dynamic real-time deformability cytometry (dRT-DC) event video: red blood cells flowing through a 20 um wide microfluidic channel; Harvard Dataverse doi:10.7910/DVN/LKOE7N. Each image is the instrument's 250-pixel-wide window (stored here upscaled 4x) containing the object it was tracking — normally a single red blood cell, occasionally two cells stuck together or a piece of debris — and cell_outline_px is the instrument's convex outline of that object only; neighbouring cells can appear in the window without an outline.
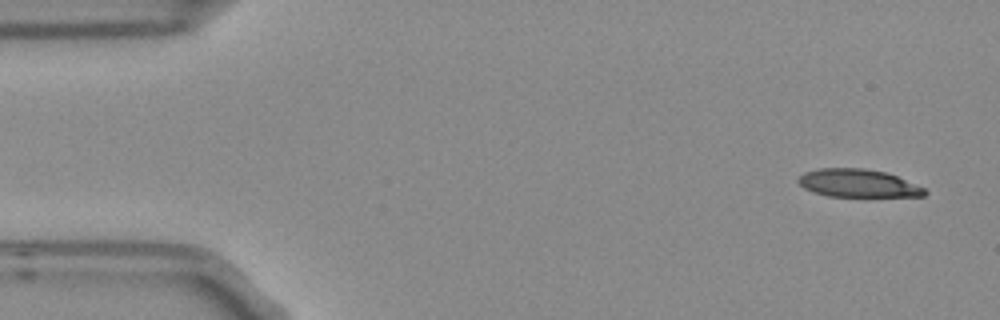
{"species": "Egyptian fruit bat (a non-hibernating species)", "species_latin": "Rousettus aegyptiacus", "temperature_condition": "room temperature", "stored_images_in_passage": 5, "segment_of_instrument_passage": [2, 2], "camera_frame_rate_fps": 3000, "um_per_image_px": 0.085, "frame": {"image": 1, "passage_image": 5, "time_ms": 1.333, "image_size_px": [1000, 320], "cell_outline_px": [[928, 192], [924, 196], [828, 196], [812, 192], [804, 188], [796, 180], [804, 172], [820, 168], [864, 168], [884, 172], [896, 176], [924, 188]], "centroid_in_image_um": [72.89, 15.57], "position_along_channel_um": 12.1, "area_um2": 20.4}}